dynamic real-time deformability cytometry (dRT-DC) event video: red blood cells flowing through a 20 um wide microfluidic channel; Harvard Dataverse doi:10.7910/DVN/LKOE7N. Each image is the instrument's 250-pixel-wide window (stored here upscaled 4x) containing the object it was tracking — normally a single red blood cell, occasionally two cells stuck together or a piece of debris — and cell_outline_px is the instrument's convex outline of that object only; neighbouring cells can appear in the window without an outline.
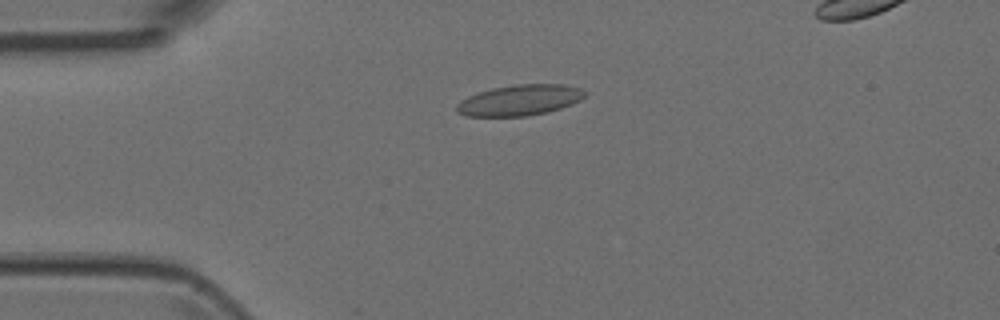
{"species": "Egyptian fruit bat (a non-hibernating species)", "species_latin": "Rousettus aegyptiacus", "temperature_condition": "room temperature", "stored_images_in_passage": 6, "camera_frame_rate_fps": 3000, "um_per_image_px": 0.085, "animal": {"sex": "female"}, "frame": {"image": 1, "passage_image": 3, "time_ms": 0.667, "image_size_px": [1000, 320], "cell_outline_px": [[588, 92], [580, 100], [572, 104], [548, 112], [528, 116], [464, 116], [456, 112], [456, 104], [460, 100], [468, 96], [492, 88], [516, 84], [564, 84], [580, 88]], "centroid_in_image_um": [44.17, 8.51], "position_along_channel_um": 40.8, "area_um2": 23.12}}
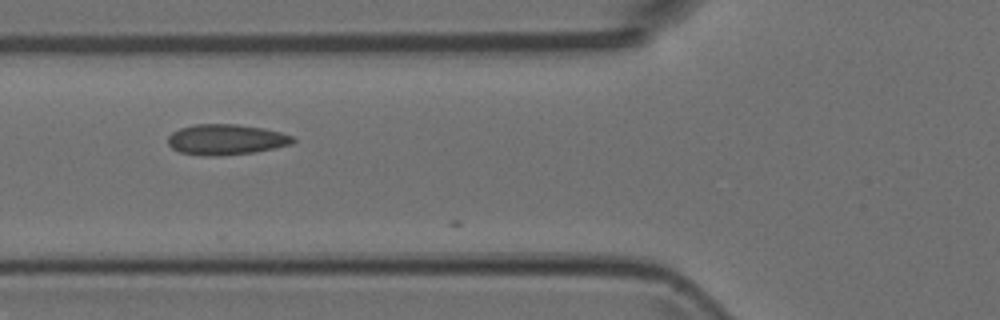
{"frame": {"image": 2, "passage_image": 5, "time_ms": 1.333, "image_size_px": [1000, 320], "cell_outline_px": [[296, 140], [292, 144], [252, 152], [180, 152], [172, 148], [168, 144], [168, 136], [172, 132], [180, 128], [196, 124], [236, 124], [264, 128], [280, 132], [292, 136]], "centroid_in_image_um": [19.25, 11.78], "position_along_channel_um": 106.6, "area_um2": 20.92}}